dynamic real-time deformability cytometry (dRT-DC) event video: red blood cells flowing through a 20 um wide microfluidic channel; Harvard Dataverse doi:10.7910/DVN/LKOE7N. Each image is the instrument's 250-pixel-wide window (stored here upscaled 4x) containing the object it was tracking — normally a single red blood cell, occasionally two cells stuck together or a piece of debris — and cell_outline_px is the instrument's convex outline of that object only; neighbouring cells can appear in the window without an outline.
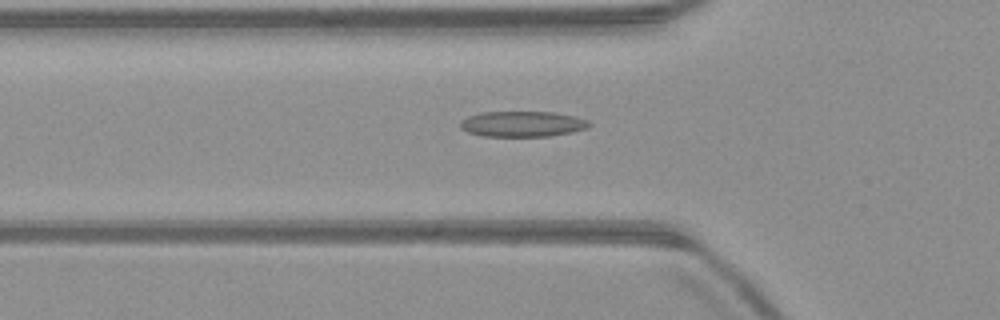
{"species": "common noctule bat (a hibernating species)", "species_latin": "Nyctalus noctula", "temperature_condition": "warm", "stored_images_in_passage": 51, "camera_frame_rate_fps": 3000, "um_per_image_px": 0.085, "animal": {"sex": "male", "body_mass_g": 23.1, "forearm_length_mm": 52.7}, "frame": {"image": 1, "passage_image": 17, "time_ms": 5.333, "image_size_px": [1000, 320], "cell_outline_px": [[592, 124], [588, 128], [572, 132], [548, 136], [484, 136], [468, 132], [460, 128], [460, 120], [468, 116], [480, 112], [552, 112], [576, 116], [588, 120]], "centroid_in_image_um": [44.41, 10.53], "position_along_channel_um": 81.4, "area_um2": 19.31}}
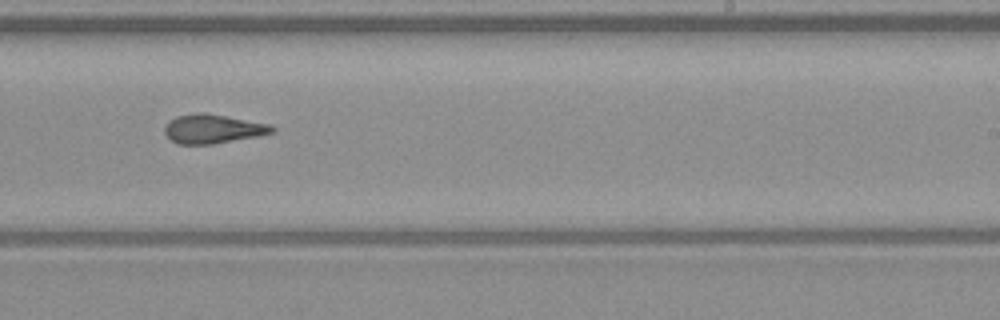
{"frame": {"image": 2, "passage_image": 31, "time_ms": 10.0, "image_size_px": [1000, 320], "cell_outline_px": [[276, 132], [256, 136], [212, 144], [180, 144], [172, 140], [164, 132], [164, 128], [168, 120], [176, 116], [196, 112], [204, 112], [268, 124], [276, 128]], "centroid_in_image_um": [18.06, 10.94], "position_along_channel_um": 270.9, "area_um2": 18.03}}
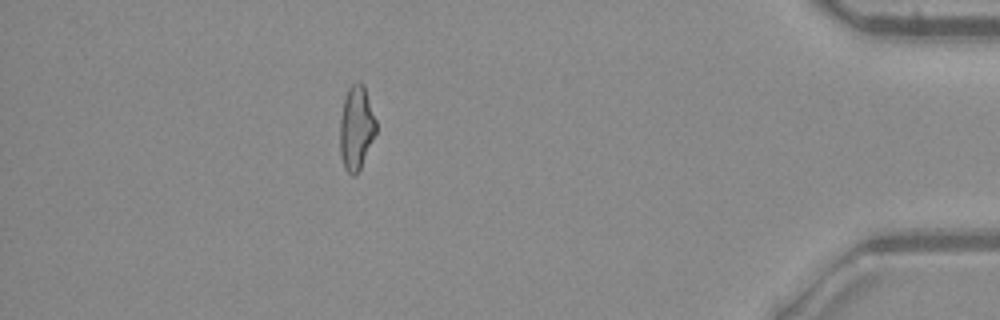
{"frame": {"image": 3, "passage_image": 45, "time_ms": 14.667, "image_size_px": [1000, 320], "cell_outline_px": [[376, 132], [360, 168], [356, 176], [352, 176], [344, 168], [340, 156], [340, 120], [344, 100], [348, 88], [356, 80], [360, 80], [364, 84], [376, 120]], "centroid_in_image_um": [30.28, 10.84], "position_along_channel_um": 404.9, "area_um2": 17.74}, "authors_computed_cell_mechanics": {"area_um2": 18.4382, "velocity_mm_per_s": 4.0381, "shape_relaxation_time_tau1_ms": 6.4501, "shape_relaxation_time_tau2_ms": 2.3678, "deformation_change_tau1": 0.1713, "deformation_change_tau2": 0.119}}